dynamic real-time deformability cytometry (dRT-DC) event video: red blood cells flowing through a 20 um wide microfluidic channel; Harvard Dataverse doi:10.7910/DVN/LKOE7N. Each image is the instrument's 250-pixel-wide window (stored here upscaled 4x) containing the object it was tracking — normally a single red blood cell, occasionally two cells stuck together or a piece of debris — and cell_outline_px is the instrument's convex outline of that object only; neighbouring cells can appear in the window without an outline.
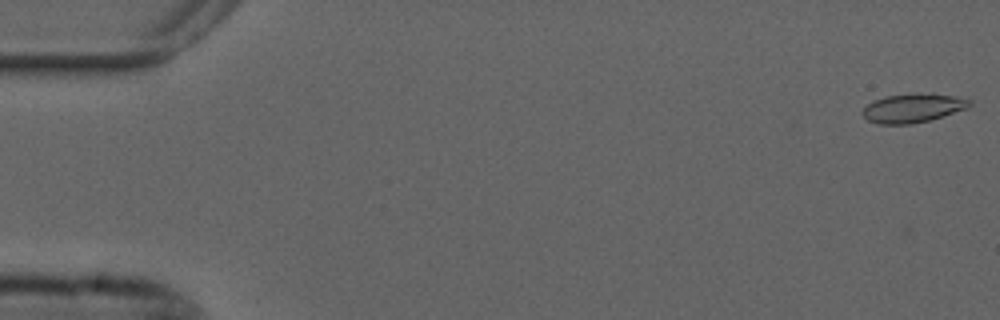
{"species": "common noctule bat (a hibernating species)", "species_latin": "Nyctalus noctula", "temperature_condition": "cold", "stored_images_in_passage": 55, "camera_frame_rate_fps": 3000, "um_per_image_px": 0.085, "animal": {"sex": "male", "forearm_length_mm": 52.5}, "frame": {"image": 1, "passage_image": 1, "time_ms": 0.0, "image_size_px": [1000, 320], "cell_outline_px": [[972, 104], [968, 108], [928, 120], [912, 124], [880, 124], [868, 120], [860, 112], [872, 100], [884, 96], [916, 92], [932, 92], [956, 96], [972, 100]], "centroid_in_image_um": [77.61, 9.15], "position_along_channel_um": 7.4, "area_um2": 18.38}}
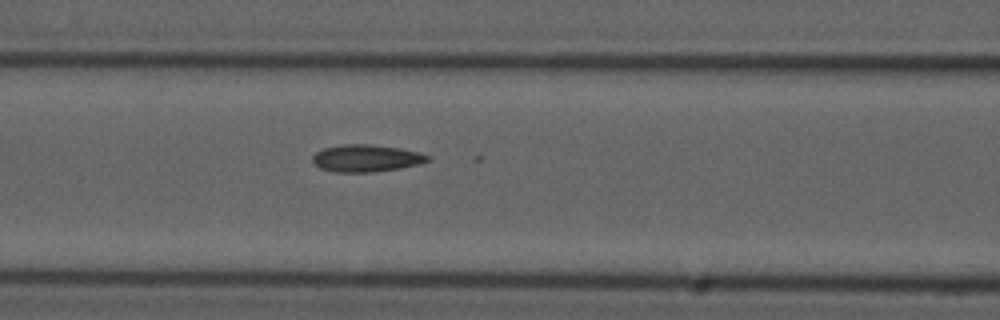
{"frame": {"image": 2, "passage_image": 23, "time_ms": 7.333, "image_size_px": [1000, 320], "cell_outline_px": [[432, 160], [420, 164], [400, 168], [372, 172], [332, 172], [320, 168], [312, 160], [312, 156], [316, 152], [324, 148], [344, 144], [368, 144], [400, 148], [432, 156]], "centroid_in_image_um": [31.15, 13.45], "position_along_channel_um": 135.5, "area_um2": 18.26}}
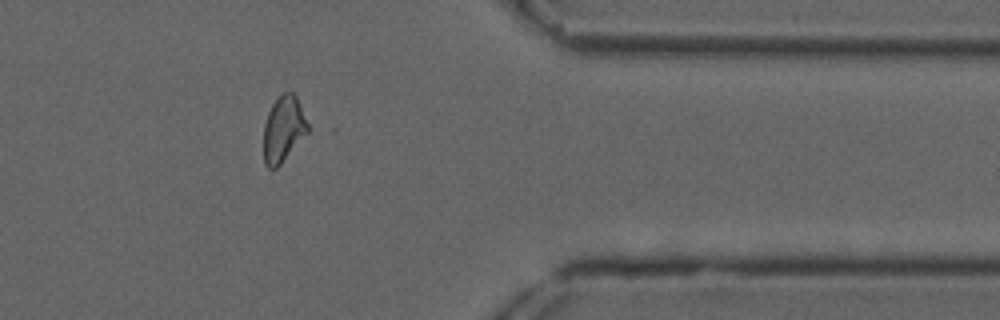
{"frame": {"image": 3, "passage_image": 45, "time_ms": 14.667, "image_size_px": [1000, 320], "cell_outline_px": [[308, 132], [280, 164], [276, 168], [268, 168], [264, 164], [264, 124], [268, 112], [272, 104], [284, 92], [292, 92], [296, 96], [308, 124]], "centroid_in_image_um": [24.08, 10.98], "position_along_channel_um": 387.3, "area_um2": 16.65}}